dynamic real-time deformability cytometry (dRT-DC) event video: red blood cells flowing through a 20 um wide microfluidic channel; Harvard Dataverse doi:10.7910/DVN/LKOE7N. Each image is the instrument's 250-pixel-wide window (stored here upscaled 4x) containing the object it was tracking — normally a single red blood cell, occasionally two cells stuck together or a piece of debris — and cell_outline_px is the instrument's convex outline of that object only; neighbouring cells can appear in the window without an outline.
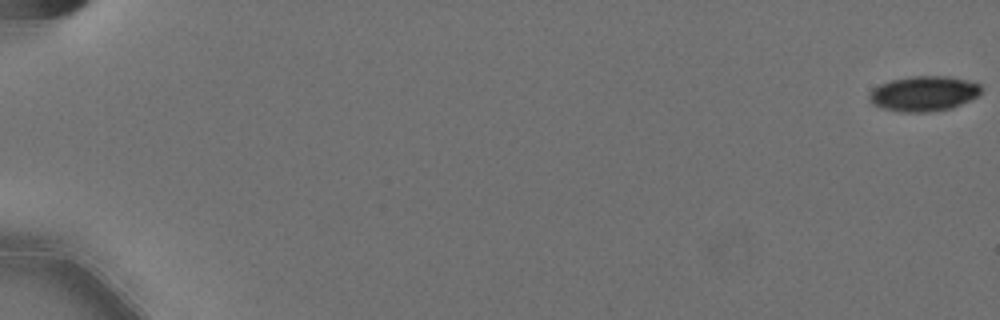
{"species": "Egyptian fruit bat (a non-hibernating species)", "species_latin": "Rousettus aegyptiacus", "temperature_condition": "cold", "stored_images_in_passage": 59, "camera_frame_rate_fps": 3000, "um_per_image_px": 0.085, "animal": {"sex": "female"}, "frame": {"image": 1, "passage_image": 1, "time_ms": 0.0, "image_size_px": [1000, 320], "cell_outline_px": [[980, 92], [976, 96], [952, 108], [928, 112], [900, 112], [884, 108], [872, 104], [868, 100], [868, 96], [872, 88], [880, 84], [892, 80], [912, 76], [948, 76], [980, 84]], "centroid_in_image_um": [78.46, 7.96], "position_along_channel_um": 6.5, "area_um2": 22.72}}
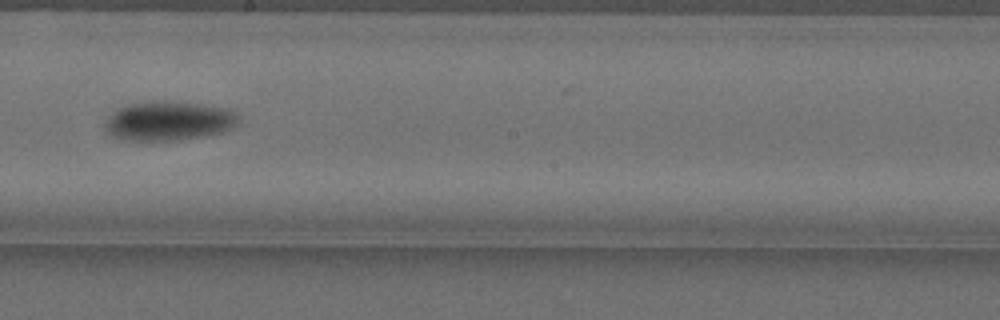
{"frame": {"image": 2, "passage_image": 36, "time_ms": 11.667, "image_size_px": [1000, 320], "cell_outline_px": [[240, 120], [232, 128], [224, 132], [180, 140], [120, 140], [112, 136], [104, 128], [104, 120], [112, 112], [128, 104], [200, 104], [224, 108], [240, 116]], "centroid_in_image_um": [14.32, 10.34], "position_along_channel_um": 233.9, "area_um2": 29.59}}
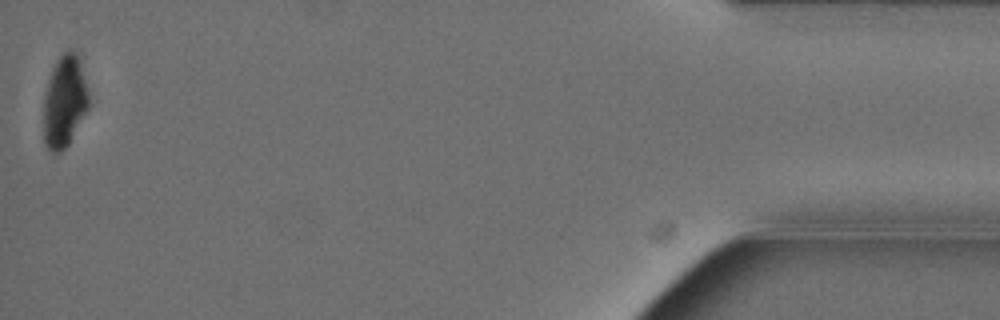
{"frame": {"image": 3, "passage_image": 59, "time_ms": 19.333, "image_size_px": [1000, 320], "cell_outline_px": [[88, 108], [68, 144], [56, 156], [52, 156], [44, 144], [44, 92], [52, 68], [56, 60], [68, 48], [76, 52], [80, 60], [88, 88]], "centroid_in_image_um": [5.46, 8.63], "position_along_channel_um": 429.7, "area_um2": 24.45}, "authors_computed_cell_mechanics": {"area_um2": 27.2816, "velocity_mm_per_s": 3.5796, "shape_relaxation_time_tau1_ms": 2.6921, "shape_relaxation_time_tau2_ms": null, "deformation_change_tau1": 0.1274, "deformation_change_tau2": null}}